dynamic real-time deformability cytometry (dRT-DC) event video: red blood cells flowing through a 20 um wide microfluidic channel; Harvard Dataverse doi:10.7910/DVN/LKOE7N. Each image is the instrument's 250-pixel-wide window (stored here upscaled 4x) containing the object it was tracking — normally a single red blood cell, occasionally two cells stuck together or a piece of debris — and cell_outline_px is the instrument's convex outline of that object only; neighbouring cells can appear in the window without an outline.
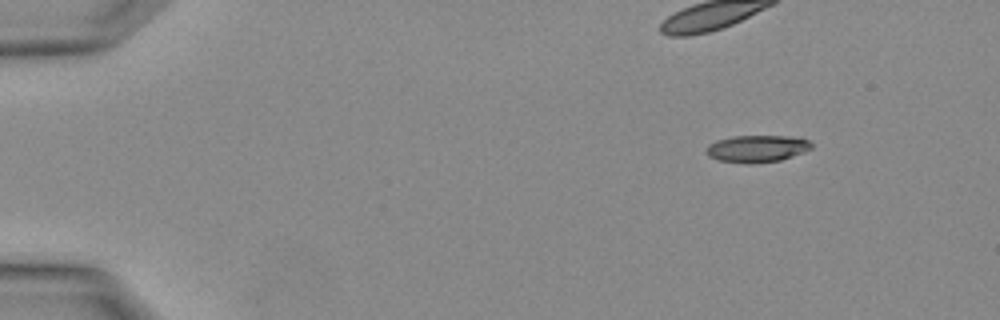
{"species": "Egyptian fruit bat (a non-hibernating species)", "species_latin": "Rousettus aegyptiacus", "temperature_condition": "warm", "stored_images_in_passage": 4, "camera_frame_rate_fps": 3000, "um_per_image_px": 0.085, "animal": {"sex": "female"}, "frame": {"image": 1, "passage_image": 2, "time_ms": 0.333, "image_size_px": [1000, 320], "cell_outline_px": [[812, 148], [804, 152], [780, 160], [752, 164], [744, 164], [720, 160], [708, 156], [704, 152], [704, 148], [708, 144], [716, 140], [732, 136], [788, 136], [808, 140], [812, 144]], "centroid_in_image_um": [64.28, 12.64], "position_along_channel_um": 20.7, "area_um2": 16.76}}